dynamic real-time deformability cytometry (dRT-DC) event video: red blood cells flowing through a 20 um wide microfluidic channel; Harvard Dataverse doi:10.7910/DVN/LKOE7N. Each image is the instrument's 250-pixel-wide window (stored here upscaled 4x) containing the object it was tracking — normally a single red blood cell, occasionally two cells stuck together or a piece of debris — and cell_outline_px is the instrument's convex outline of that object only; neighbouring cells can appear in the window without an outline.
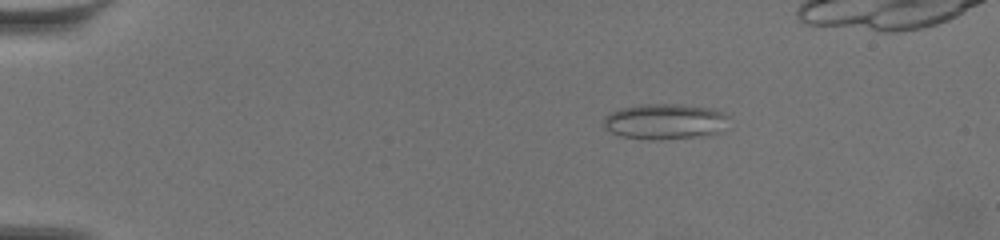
{"species": "common noctule bat (a hibernating species)", "species_latin": "Nyctalus noctula", "temperature_condition": "warm", "stored_images_in_passage": 47, "camera_frame_rate_fps": 3000, "um_per_image_px": 0.085, "animal": {"sex": "female", "body_mass_g": 19.5, "forearm_length_mm": 54.1}, "frame": {"image": 1, "passage_image": 1, "time_ms": 0.0, "image_size_px": [1000, 240], "cell_outline_px": [[728, 116], [720, 132], [704, 136], [656, 140], [648, 140], [620, 136], [604, 128], [604, 116], [620, 108], [644, 104], [676, 104], [712, 108], [724, 112]], "centroid_in_image_um": [56.5, 10.33], "position_along_channel_um": 28.5, "area_um2": 26.01}}
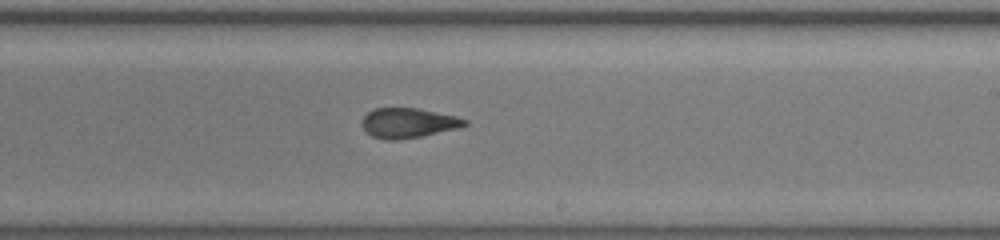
{"frame": {"image": 2, "passage_image": 28, "time_ms": 9.0, "image_size_px": [1000, 240], "cell_outline_px": [[468, 124], [456, 128], [420, 136], [396, 140], [384, 140], [372, 136], [364, 128], [364, 116], [368, 112], [376, 108], [416, 108], [456, 116], [468, 120]], "centroid_in_image_um": [34.71, 10.45], "position_along_channel_um": 254.3, "area_um2": 17.46}}
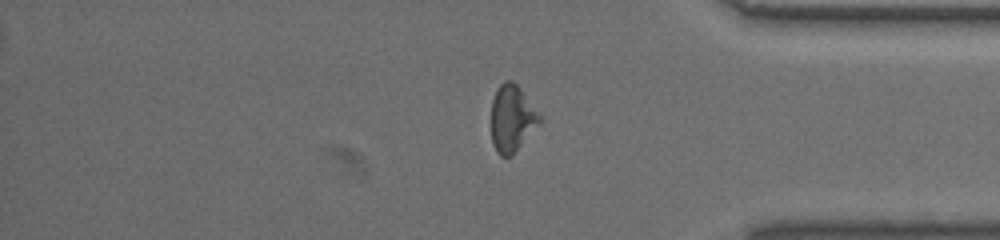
{"frame": {"image": 3, "passage_image": 41, "time_ms": 13.333, "image_size_px": [1000, 240], "cell_outline_px": [[540, 124], [512, 156], [500, 156], [496, 152], [492, 144], [492, 100], [496, 88], [504, 80], [512, 80], [520, 88], [540, 116]], "centroid_in_image_um": [43.5, 10.08], "position_along_channel_um": 391.7, "area_um2": 18.79}}